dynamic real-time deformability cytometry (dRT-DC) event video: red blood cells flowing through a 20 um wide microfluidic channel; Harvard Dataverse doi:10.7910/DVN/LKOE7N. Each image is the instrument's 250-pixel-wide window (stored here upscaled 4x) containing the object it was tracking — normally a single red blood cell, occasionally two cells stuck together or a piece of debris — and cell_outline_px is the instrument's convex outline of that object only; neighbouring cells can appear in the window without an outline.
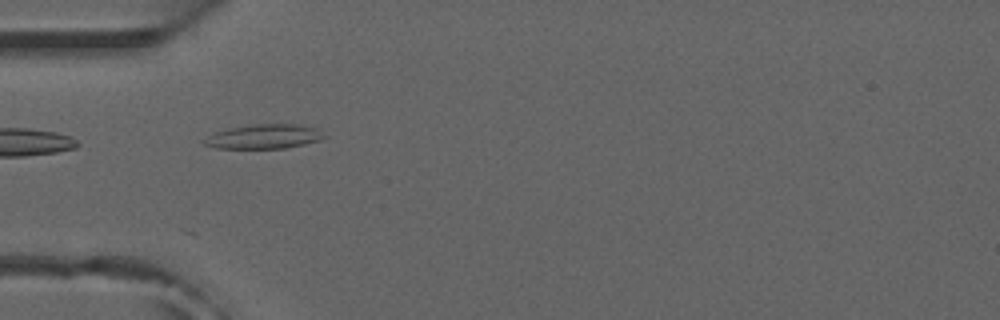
{"species": "common noctule bat (a hibernating species)", "species_latin": "Nyctalus noctula", "temperature_condition": "room temperature", "stored_images_in_passage": 15, "camera_frame_rate_fps": 3000, "um_per_image_px": 0.085, "animal": {"sex": "male", "forearm_length_mm": 52.5}, "frame": {"image": 1, "passage_image": 1, "time_ms": 0.0, "image_size_px": [1000, 320], "cell_outline_px": [[328, 136], [320, 140], [304, 144], [284, 148], [216, 148], [204, 144], [200, 140], [216, 132], [228, 128], [252, 124], [296, 124], [316, 128]], "centroid_in_image_um": [22.43, 11.6], "position_along_channel_um": 62.6, "area_um2": 17.05}}
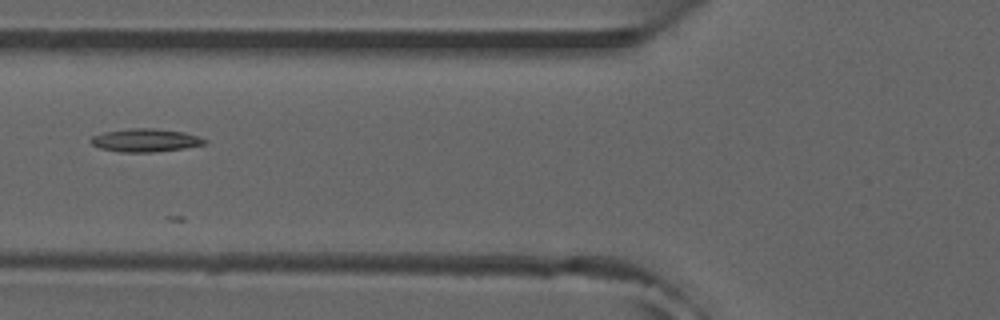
{"frame": {"image": 2, "passage_image": 5, "time_ms": 1.333, "image_size_px": [1000, 320], "cell_outline_px": [[208, 140], [204, 144], [184, 148], [152, 152], [120, 152], [100, 148], [92, 144], [88, 140], [92, 136], [104, 132], [128, 128], [152, 128], [184, 132]], "centroid_in_image_um": [12.31, 11.92], "position_along_channel_um": 113.5, "area_um2": 15.26}}